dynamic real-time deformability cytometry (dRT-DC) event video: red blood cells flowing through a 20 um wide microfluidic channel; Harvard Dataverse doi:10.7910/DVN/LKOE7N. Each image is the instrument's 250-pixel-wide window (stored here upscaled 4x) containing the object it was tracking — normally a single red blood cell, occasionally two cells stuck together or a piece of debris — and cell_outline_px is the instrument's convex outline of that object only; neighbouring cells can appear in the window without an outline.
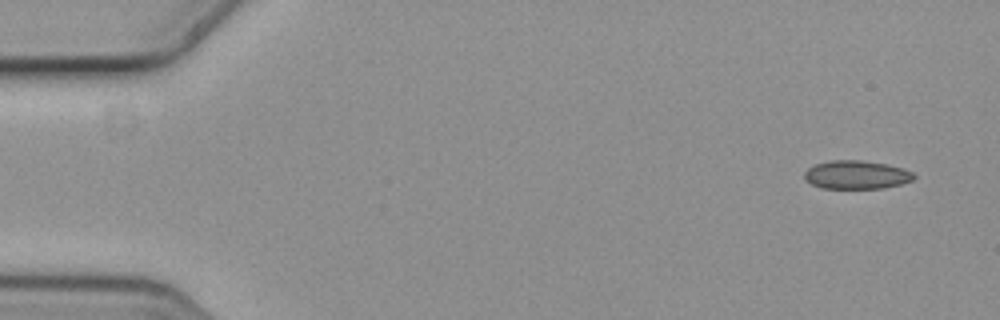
{"species": "common noctule bat (a hibernating species)", "species_latin": "Nyctalus noctula", "temperature_condition": "cold", "stored_images_in_passage": 5, "camera_frame_rate_fps": 3000, "um_per_image_px": 0.085, "animal": {"sex": "female", "body_mass_g": 19.3, "forearm_length_mm": 54.1}, "frame": {"image": 1, "passage_image": 1, "time_ms": 0.0, "image_size_px": [1000, 320], "cell_outline_px": [[916, 176], [912, 180], [900, 184], [884, 188], [820, 188], [812, 184], [804, 176], [804, 172], [808, 168], [816, 164], [832, 160], [860, 160], [888, 164], [912, 172]], "centroid_in_image_um": [72.79, 14.85], "position_along_channel_um": 12.2, "area_um2": 17.98}}
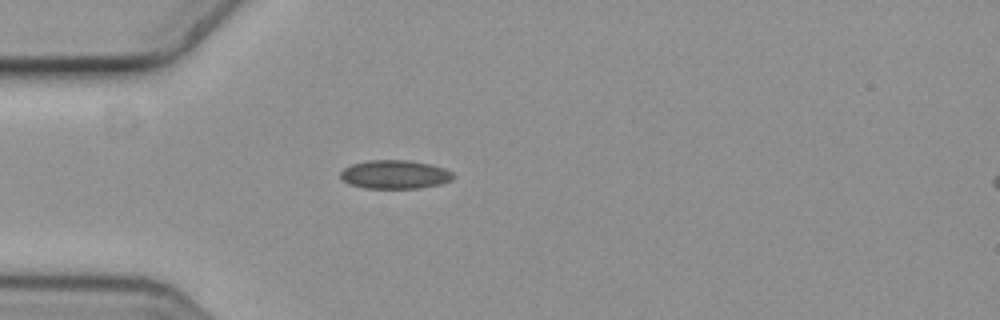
{"frame": {"image": 2, "passage_image": 4, "time_ms": 1.0, "image_size_px": [1000, 320], "cell_outline_px": [[456, 176], [452, 180], [440, 184], [420, 188], [364, 188], [352, 184], [344, 180], [340, 176], [340, 172], [344, 168], [352, 164], [368, 160], [412, 160], [432, 164], [444, 168], [452, 172]], "centroid_in_image_um": [33.61, 14.82], "position_along_channel_um": 51.4, "area_um2": 18.9}}